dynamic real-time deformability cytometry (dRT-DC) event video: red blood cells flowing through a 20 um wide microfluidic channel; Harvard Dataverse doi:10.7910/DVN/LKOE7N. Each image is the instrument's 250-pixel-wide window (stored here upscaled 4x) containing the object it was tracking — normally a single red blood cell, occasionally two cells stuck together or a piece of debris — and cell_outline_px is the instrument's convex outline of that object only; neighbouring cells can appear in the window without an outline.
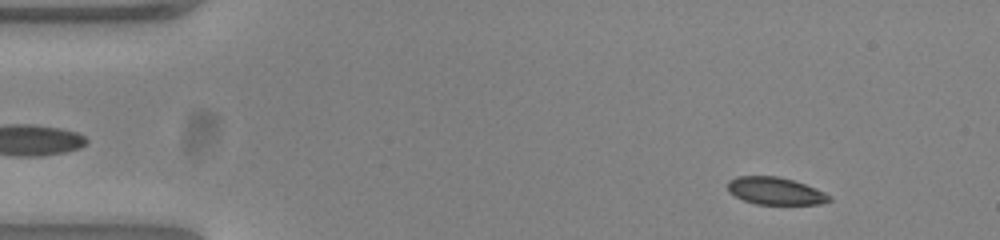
{"species": "common noctule bat (a hibernating species)", "species_latin": "Nyctalus noctula", "temperature_condition": "warm", "stored_images_in_passage": 52, "camera_frame_rate_fps": 3000, "um_per_image_px": 0.085, "animal": {"sex": "female", "body_mass_g": 23.0, "forearm_length_mm": 53.4}, "frame": {"image": 1, "passage_image": 5, "time_ms": 1.333, "image_size_px": [1000, 240], "cell_outline_px": [[832, 200], [820, 204], [756, 204], [744, 200], [728, 192], [728, 180], [736, 176], [776, 176], [792, 180], [816, 188], [832, 196]], "centroid_in_image_um": [65.9, 16.23], "position_along_channel_um": 19.1, "area_um2": 16.18}}
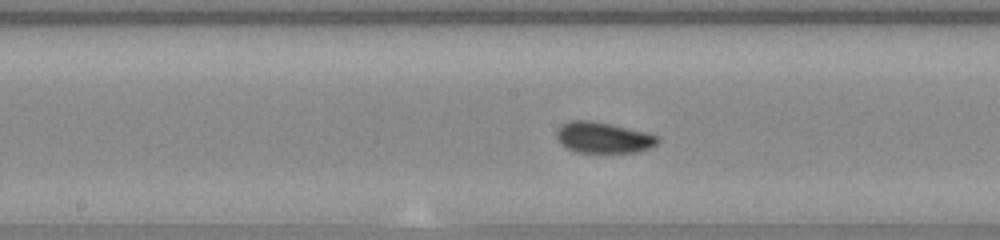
{"frame": {"image": 2, "passage_image": 26, "time_ms": 8.333, "image_size_px": [1000, 240], "cell_outline_px": [[660, 140], [656, 144], [648, 148], [636, 152], [576, 152], [568, 148], [556, 136], [556, 132], [568, 120], [588, 120], [608, 124], [644, 132], [660, 136]], "centroid_in_image_um": [51.3, 11.7], "position_along_channel_um": 196.9, "area_um2": 17.74}}
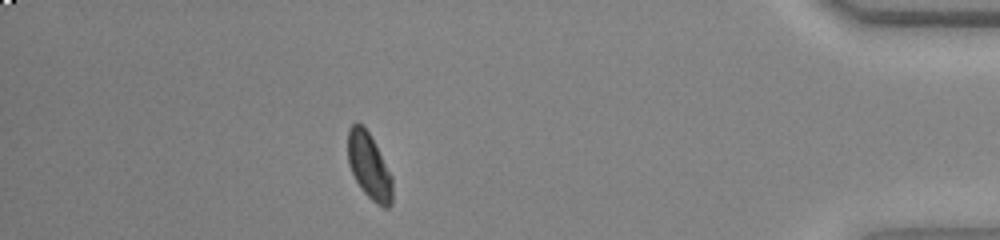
{"frame": {"image": 3, "passage_image": 46, "time_ms": 15.0, "image_size_px": [1000, 240], "cell_outline_px": [[392, 204], [388, 208], [384, 208], [376, 204], [360, 188], [348, 164], [348, 128], [352, 124], [360, 124], [368, 132], [392, 176]], "centroid_in_image_um": [31.37, 14.17], "position_along_channel_um": 403.8, "area_um2": 16.88}, "authors_computed_cell_mechanics": {"area_um2": 17.629, "velocity_mm_per_s": 3.8414, "shape_relaxation_time_tau1_ms": 4.1807, "shape_relaxation_time_tau2_ms": null, "deformation_change_tau1": 0.113, "deformation_change_tau2": null}}